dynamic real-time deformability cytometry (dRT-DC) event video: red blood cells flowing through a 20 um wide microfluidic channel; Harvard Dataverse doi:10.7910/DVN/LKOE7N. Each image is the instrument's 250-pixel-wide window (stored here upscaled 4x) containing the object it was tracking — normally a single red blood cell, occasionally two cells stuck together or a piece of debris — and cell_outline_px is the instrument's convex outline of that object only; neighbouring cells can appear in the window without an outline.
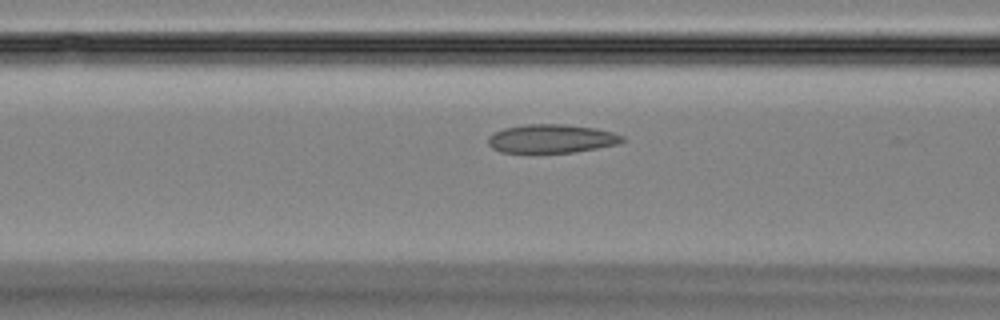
{"species": "Egyptian fruit bat (a non-hibernating species)", "species_latin": "Rousettus aegyptiacus", "temperature_condition": "room temperature", "stored_images_in_passage": 21, "camera_frame_rate_fps": 3000, "um_per_image_px": 0.085, "animal": {"sex": "female"}, "frame": {"image": 1, "passage_image": 17, "time_ms": 5.333, "image_size_px": [1000, 320], "cell_outline_px": [[628, 140], [620, 144], [572, 152], [500, 152], [492, 148], [488, 144], [488, 136], [504, 128], [524, 124], [564, 124], [596, 128], [612, 132], [624, 136]], "centroid_in_image_um": [46.92, 11.78], "position_along_channel_um": 119.7, "area_um2": 22.43}}
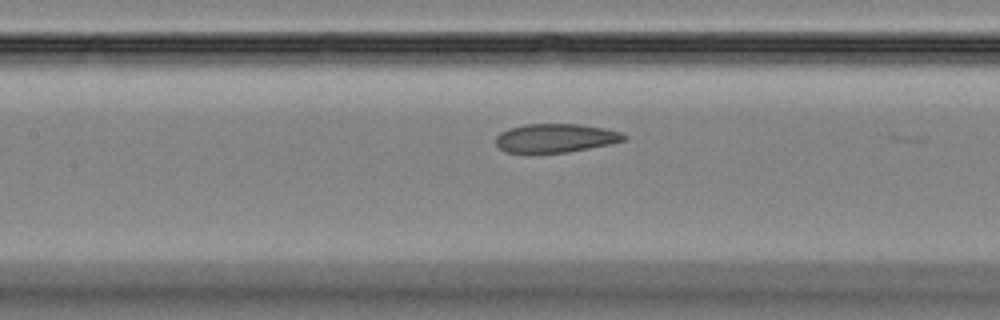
{"frame": {"image": 2, "passage_image": 20, "time_ms": 6.333, "image_size_px": [1000, 320], "cell_outline_px": [[628, 140], [612, 144], [568, 152], [504, 152], [496, 144], [496, 136], [500, 132], [508, 128], [524, 124], [580, 124], [604, 128], [620, 132], [628, 136]], "centroid_in_image_um": [47.25, 11.73], "position_along_channel_um": 160.1, "area_um2": 21.56}}